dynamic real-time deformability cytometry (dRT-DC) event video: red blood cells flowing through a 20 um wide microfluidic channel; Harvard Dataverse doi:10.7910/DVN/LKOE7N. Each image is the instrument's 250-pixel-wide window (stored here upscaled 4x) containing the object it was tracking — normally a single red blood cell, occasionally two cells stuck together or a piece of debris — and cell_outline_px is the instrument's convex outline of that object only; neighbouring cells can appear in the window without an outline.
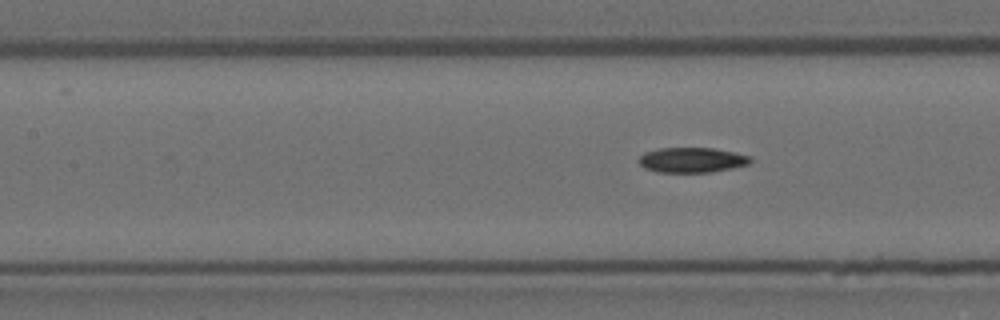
{"species": "Egyptian fruit bat (a non-hibernating species)", "species_latin": "Rousettus aegyptiacus", "temperature_condition": "room temperature", "stored_images_in_passage": 8, "segment_of_instrument_passage": [3, 3], "camera_frame_rate_fps": 3000, "um_per_image_px": 0.085, "animal": {"sex": "female"}, "frame": {"image": 1, "passage_image": 8, "time_ms": 2.333, "image_size_px": [1000, 320], "cell_outline_px": [[752, 160], [748, 164], [732, 168], [712, 172], [656, 172], [644, 168], [636, 160], [644, 152], [660, 148], [712, 148], [736, 152], [752, 156]], "centroid_in_image_um": [58.8, 13.6], "position_along_channel_um": 148.6, "area_um2": 16.47}}